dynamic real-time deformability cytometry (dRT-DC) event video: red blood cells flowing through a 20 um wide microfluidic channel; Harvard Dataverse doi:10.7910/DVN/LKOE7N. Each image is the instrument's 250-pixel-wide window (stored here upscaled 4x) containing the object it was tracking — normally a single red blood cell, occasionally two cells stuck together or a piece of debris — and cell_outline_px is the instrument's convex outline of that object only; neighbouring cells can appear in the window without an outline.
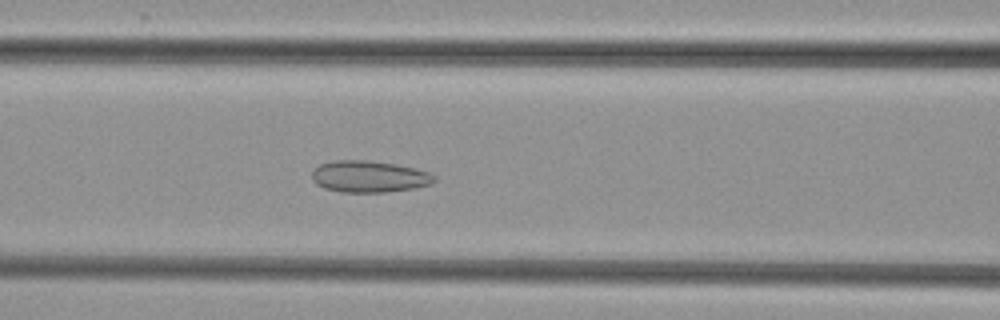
{"species": "common noctule bat (a hibernating species)", "species_latin": "Nyctalus noctula", "temperature_condition": "cold", "stored_images_in_passage": 47, "camera_frame_rate_fps": 3000, "um_per_image_px": 0.085, "animal": {"sex": "female", "body_mass_g": 29.2, "forearm_length_mm": 56.3}, "frame": {"image": 1, "passage_image": 16, "time_ms": 5.0, "image_size_px": [1000, 320], "cell_outline_px": [[436, 180], [432, 184], [416, 188], [384, 192], [340, 192], [324, 188], [316, 184], [312, 180], [312, 172], [320, 164], [332, 160], [368, 160], [396, 164], [416, 168], [428, 172], [436, 176]], "centroid_in_image_um": [31.39, 15.0], "position_along_channel_um": 135.2, "area_um2": 22.77}}
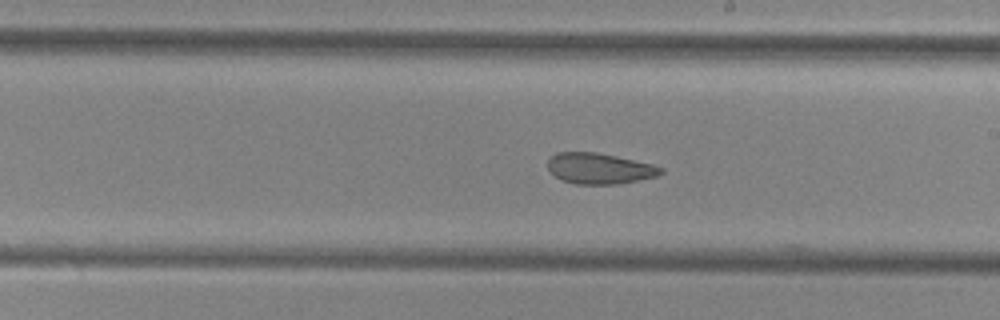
{"frame": {"image": 2, "passage_image": 24, "time_ms": 7.667, "image_size_px": [1000, 320], "cell_outline_px": [[664, 172], [656, 176], [616, 184], [576, 184], [560, 180], [548, 168], [548, 160], [556, 152], [596, 152], [616, 156], [652, 164], [664, 168]], "centroid_in_image_um": [50.94, 14.32], "position_along_channel_um": 238.1, "area_um2": 20.17}}
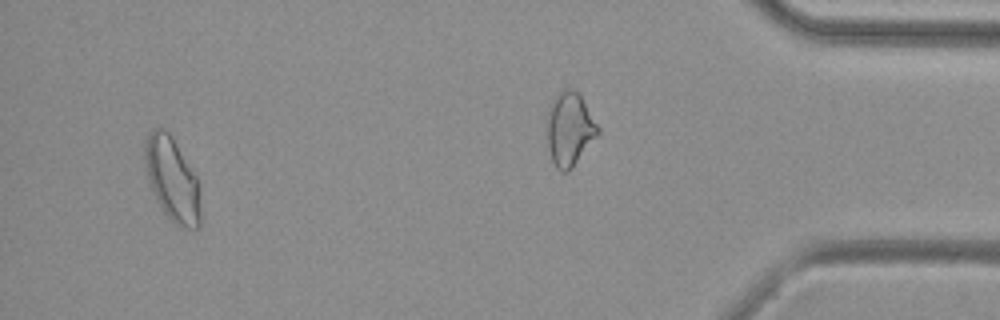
{"frame": {"image": 3, "passage_image": 44, "time_ms": 14.333, "image_size_px": [1000, 320], "cell_outline_px": [[200, 228], [180, 228], [164, 212], [156, 200], [148, 180], [144, 160], [144, 144], [148, 132], [152, 128], [164, 128], [168, 132], [196, 176], [200, 208]], "centroid_in_image_um": [14.6, 15.25], "position_along_channel_um": 420.6, "area_um2": 26.88}}